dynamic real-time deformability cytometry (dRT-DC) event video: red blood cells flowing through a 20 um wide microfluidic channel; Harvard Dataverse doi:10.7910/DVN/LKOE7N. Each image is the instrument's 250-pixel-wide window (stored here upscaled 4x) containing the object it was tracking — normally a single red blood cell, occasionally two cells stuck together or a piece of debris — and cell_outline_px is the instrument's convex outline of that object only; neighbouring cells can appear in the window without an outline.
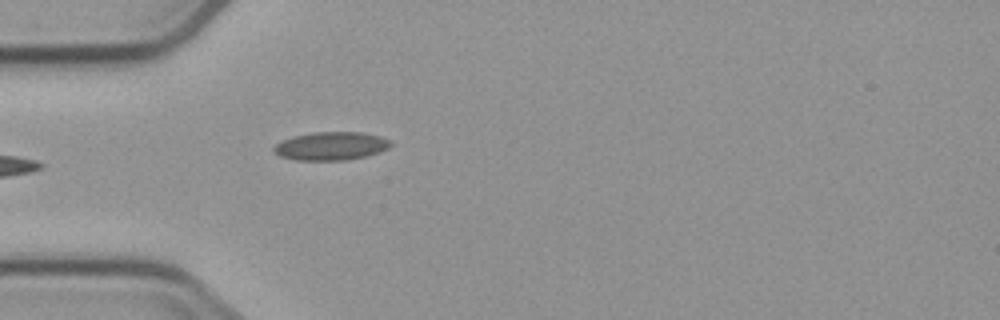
{"species": "common noctule bat (a hibernating species)", "species_latin": "Nyctalus noctula", "temperature_condition": "cold", "stored_images_in_passage": 1, "camera_frame_rate_fps": 3000, "um_per_image_px": 0.085, "animal": {"sex": "male", "body_mass_g": 23.1, "forearm_length_mm": 52.7}, "frame": {"image": 1, "passage_image": 1, "time_ms": 0.0, "image_size_px": [1000, 320], "cell_outline_px": [[392, 144], [388, 148], [380, 152], [364, 156], [344, 160], [296, 160], [280, 156], [272, 148], [276, 144], [292, 136], [312, 132], [360, 132], [380, 136], [388, 140]], "centroid_in_image_um": [28.13, 12.4], "position_along_channel_um": 56.9, "area_um2": 19.07}}